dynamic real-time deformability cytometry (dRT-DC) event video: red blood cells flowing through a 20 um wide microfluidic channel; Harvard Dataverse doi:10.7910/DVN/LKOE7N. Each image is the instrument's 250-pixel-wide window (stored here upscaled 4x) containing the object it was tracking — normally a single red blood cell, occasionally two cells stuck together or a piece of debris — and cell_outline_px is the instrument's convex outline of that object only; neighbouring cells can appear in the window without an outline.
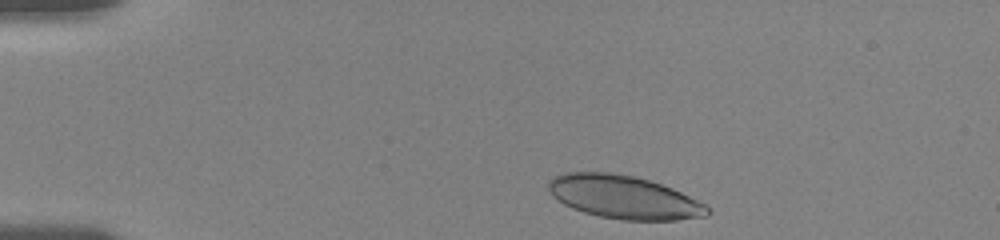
{"species": "human", "species_latin": "Homo sapiens", "temperature_condition": "room temperature", "stored_images_in_passage": 39, "camera_frame_rate_fps": 3000, "um_per_image_px": 0.085, "donor": {"sex": "female"}, "frame": {"image": 1, "passage_image": 2, "time_ms": 0.333, "image_size_px": [1000, 240], "cell_outline_px": [[712, 212], [708, 216], [676, 220], [620, 220], [600, 216], [584, 212], [572, 208], [564, 204], [552, 196], [548, 188], [548, 180], [552, 176], [564, 172], [608, 172], [632, 176], [648, 180], [672, 188], [704, 204]], "centroid_in_image_um": [52.99, 16.76], "position_along_channel_um": 32.0, "area_um2": 39.94}}
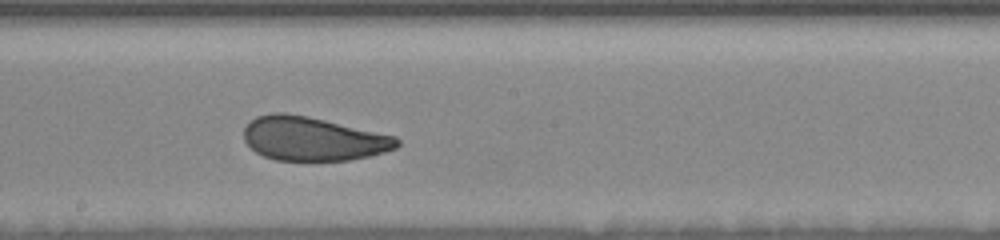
{"frame": {"image": 2, "passage_image": 23, "time_ms": 7.333, "image_size_px": [1000, 240], "cell_outline_px": [[400, 144], [396, 148], [384, 152], [368, 156], [348, 160], [276, 160], [264, 156], [256, 152], [244, 140], [244, 128], [256, 116], [272, 112], [284, 112], [308, 116], [396, 136], [400, 140]], "centroid_in_image_um": [26.6, 11.78], "position_along_channel_um": 221.6, "area_um2": 39.02}}
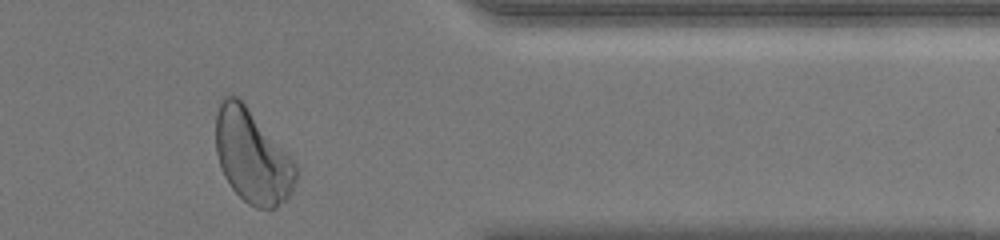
{"frame": {"image": 3, "passage_image": 38, "time_ms": 12.333, "image_size_px": [1000, 240], "cell_outline_px": [[300, 172], [288, 196], [276, 208], [256, 208], [248, 204], [232, 188], [224, 176], [216, 152], [216, 116], [220, 104], [224, 96], [236, 96], [244, 104], [296, 164]], "centroid_in_image_um": [21.44, 13.34], "position_along_channel_um": 390.0, "area_um2": 42.71}, "authors_computed_cell_mechanics": {"area_um2": 40.2866, "velocity_mm_per_s": 3.6091, "shape_relaxation_time_tau1_ms": 4.3864, "shape_relaxation_time_tau2_ms": 1.0343, "deformation_change_tau1": 0.1285, "deformation_change_tau2": 0.0691}}